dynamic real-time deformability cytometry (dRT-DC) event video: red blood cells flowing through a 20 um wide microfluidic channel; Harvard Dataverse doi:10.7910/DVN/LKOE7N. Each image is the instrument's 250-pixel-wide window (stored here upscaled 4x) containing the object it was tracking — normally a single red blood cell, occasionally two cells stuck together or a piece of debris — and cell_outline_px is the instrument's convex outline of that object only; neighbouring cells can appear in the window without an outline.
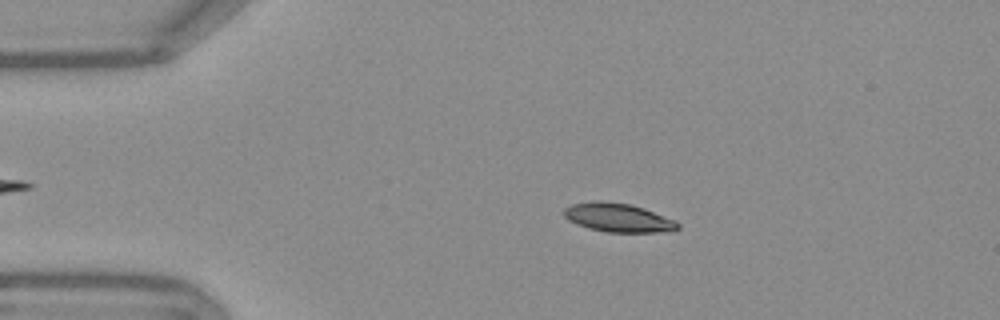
{"species": "Egyptian fruit bat (a non-hibernating species)", "species_latin": "Rousettus aegyptiacus", "temperature_condition": "warm", "stored_images_in_passage": 53, "camera_frame_rate_fps": 3000, "um_per_image_px": 0.085, "frame": {"image": 1, "passage_image": 10, "time_ms": 3.0, "image_size_px": [1000, 320], "cell_outline_px": [[680, 228], [672, 232], [608, 232], [588, 228], [576, 224], [568, 220], [560, 212], [564, 208], [572, 204], [596, 200], [600, 200], [628, 204], [644, 208], [676, 220], [680, 224]], "centroid_in_image_um": [52.55, 18.5], "position_along_channel_um": 32.5, "area_um2": 19.36}}
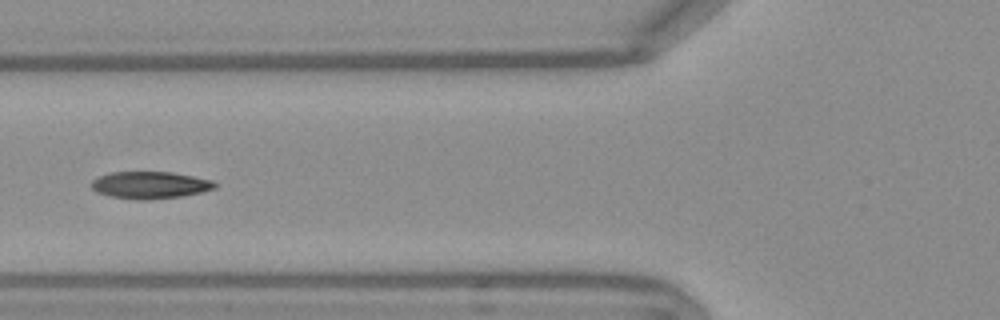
{"frame": {"image": 2, "passage_image": 20, "time_ms": 6.333, "image_size_px": [1000, 320], "cell_outline_px": [[216, 188], [184, 196], [144, 200], [136, 200], [112, 196], [96, 192], [92, 188], [92, 180], [100, 176], [112, 172], [172, 172], [212, 180], [216, 184]], "centroid_in_image_um": [12.76, 15.73], "position_along_channel_um": 113.0, "area_um2": 19.36}}
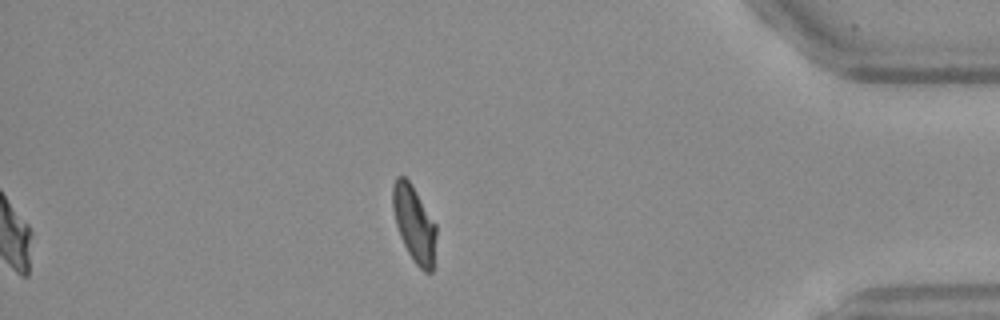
{"frame": {"image": 3, "passage_image": 46, "time_ms": 15.0, "image_size_px": [1000, 320], "cell_outline_px": [[436, 236], [432, 272], [424, 272], [412, 260], [400, 236], [396, 224], [392, 208], [392, 188], [396, 176], [404, 176], [408, 180], [416, 192], [436, 224]], "centroid_in_image_um": [35.19, 19.03], "position_along_channel_um": 400.0, "area_um2": 19.13}, "authors_computed_cell_mechanics": {"area_um2": 19.1896, "velocity_mm_per_s": 3.7593, "shape_relaxation_time_tau1_ms": 4.1376, "shape_relaxation_time_tau2_ms": 1.2548, "deformation_change_tau1": 0.1702, "deformation_change_tau2": 0.0677}}